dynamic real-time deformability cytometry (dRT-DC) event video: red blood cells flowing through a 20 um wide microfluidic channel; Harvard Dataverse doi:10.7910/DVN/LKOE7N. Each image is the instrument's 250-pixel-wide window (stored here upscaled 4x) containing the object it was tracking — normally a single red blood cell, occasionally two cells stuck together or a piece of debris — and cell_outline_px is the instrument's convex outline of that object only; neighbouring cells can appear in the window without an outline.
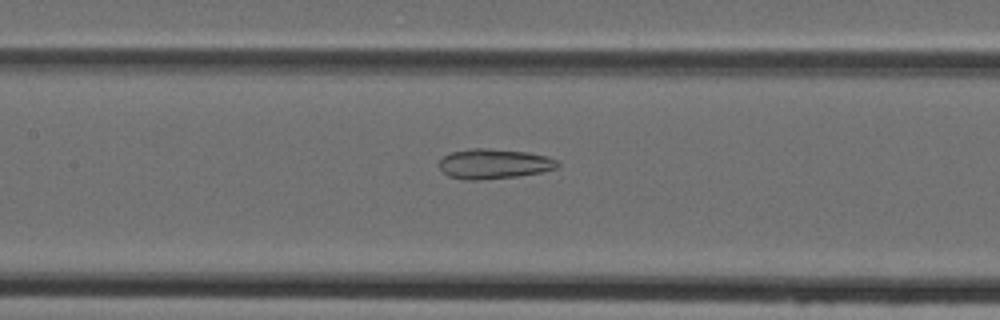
{"species": "Egyptian fruit bat (a non-hibernating species)", "species_latin": "Rousettus aegyptiacus", "temperature_condition": "cold", "stored_images_in_passage": 43, "camera_frame_rate_fps": 3000, "um_per_image_px": 0.085, "animal": {"sex": "female"}, "frame": {"image": 1, "passage_image": 18, "time_ms": 5.667, "image_size_px": [1000, 320], "cell_outline_px": [[560, 164], [556, 168], [540, 172], [520, 176], [480, 180], [464, 180], [448, 176], [440, 168], [440, 160], [444, 156], [452, 152], [472, 148], [488, 148], [528, 152], [544, 156], [556, 160]], "centroid_in_image_um": [41.97, 13.93], "position_along_channel_um": 165.4, "area_um2": 20.58}}
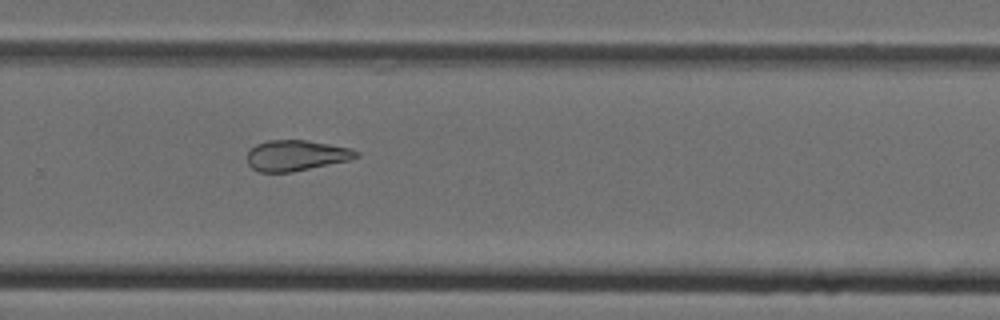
{"frame": {"image": 2, "passage_image": 28, "time_ms": 9.0, "image_size_px": [1000, 320], "cell_outline_px": [[360, 156], [348, 160], [292, 172], [260, 172], [252, 168], [248, 164], [248, 152], [256, 144], [268, 140], [304, 140], [352, 148], [360, 152]], "centroid_in_image_um": [25.18, 13.21], "position_along_channel_um": 304.6, "area_um2": 19.36}}
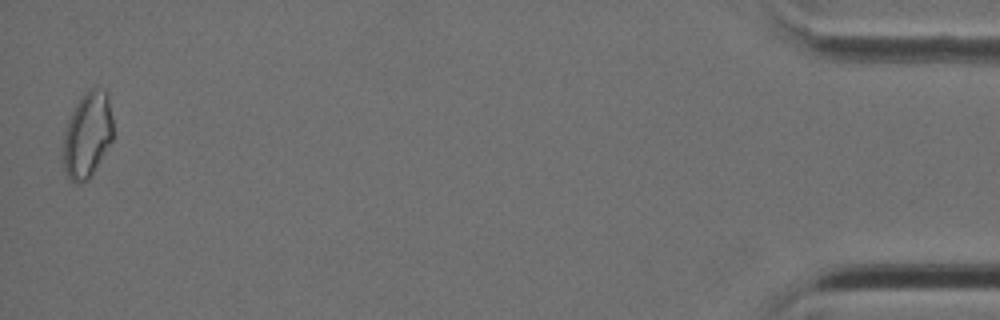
{"frame": {"image": 3, "passage_image": 43, "time_ms": 14.0, "image_size_px": [1000, 320], "cell_outline_px": [[112, 140], [92, 176], [88, 180], [76, 184], [68, 180], [60, 160], [64, 132], [68, 120], [80, 96], [84, 92], [92, 88], [104, 88], [108, 92], [112, 120]], "centroid_in_image_um": [7.39, 11.51], "position_along_channel_um": 427.8, "area_um2": 25.66}}